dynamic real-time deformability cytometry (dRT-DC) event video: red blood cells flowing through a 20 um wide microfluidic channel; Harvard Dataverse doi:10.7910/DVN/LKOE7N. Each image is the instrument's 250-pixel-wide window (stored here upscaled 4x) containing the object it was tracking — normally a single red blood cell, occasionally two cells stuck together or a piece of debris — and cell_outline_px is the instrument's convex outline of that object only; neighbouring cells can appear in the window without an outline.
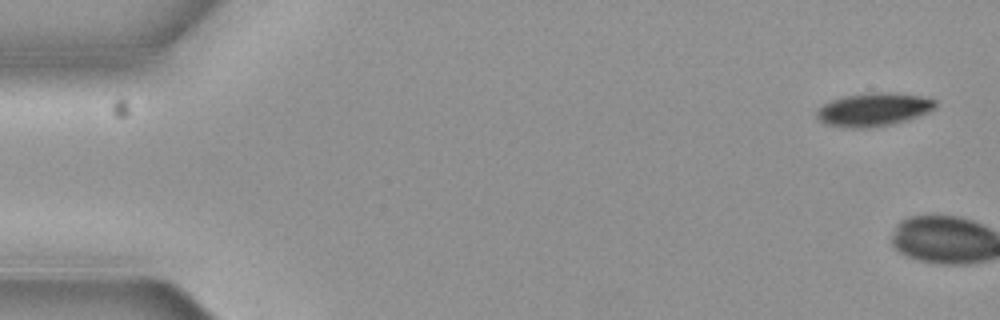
{"species": "common noctule bat (a hibernating species)", "species_latin": "Nyctalus noctula", "temperature_condition": "cold", "stored_images_in_passage": 2, "camera_frame_rate_fps": 3000, "um_per_image_px": 0.085, "animal": {"sex": "female", "body_mass_g": 19.3, "forearm_length_mm": 54.1}, "frame": {"image": 1, "passage_image": 1, "time_ms": 0.0, "image_size_px": [1000, 320], "cell_outline_px": [[940, 100], [936, 108], [928, 112], [892, 124], [868, 128], [852, 128], [828, 124], [820, 120], [816, 116], [816, 112], [824, 104], [832, 100], [844, 96], [872, 92], [896, 92], [932, 96]], "centroid_in_image_um": [74.38, 9.27], "position_along_channel_um": 10.6, "area_um2": 23.29}}